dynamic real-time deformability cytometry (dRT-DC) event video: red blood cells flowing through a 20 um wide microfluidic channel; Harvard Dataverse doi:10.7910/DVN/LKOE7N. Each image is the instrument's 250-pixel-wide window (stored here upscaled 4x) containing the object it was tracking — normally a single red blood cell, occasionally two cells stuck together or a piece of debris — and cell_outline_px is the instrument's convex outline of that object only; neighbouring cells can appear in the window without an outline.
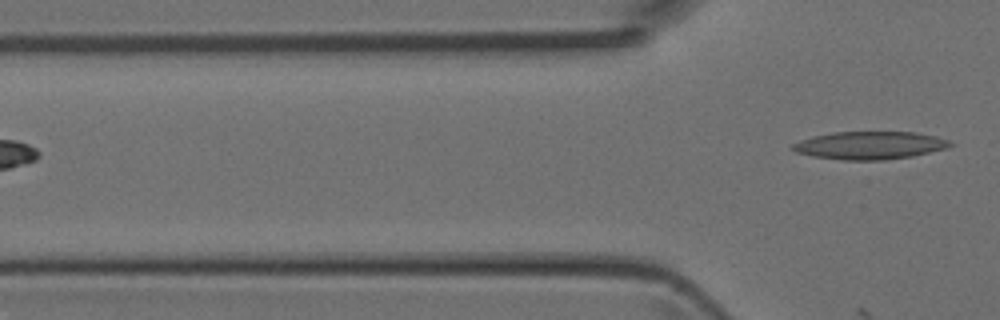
{"species": "Egyptian fruit bat (a non-hibernating species)", "species_latin": "Rousettus aegyptiacus", "temperature_condition": "room temperature", "stored_images_in_passage": 4, "camera_frame_rate_fps": 3000, "um_per_image_px": 0.085, "animal": {"sex": "female"}, "frame": {"image": 1, "passage_image": 4, "time_ms": 1.0, "image_size_px": [1000, 320], "cell_outline_px": [[956, 144], [944, 148], [912, 156], [884, 160], [840, 160], [812, 156], [796, 152], [792, 148], [792, 144], [800, 140], [812, 136], [832, 132], [916, 132], [936, 136], [948, 140]], "centroid_in_image_um": [73.91, 12.35], "position_along_channel_um": 51.9, "area_um2": 25.55}}